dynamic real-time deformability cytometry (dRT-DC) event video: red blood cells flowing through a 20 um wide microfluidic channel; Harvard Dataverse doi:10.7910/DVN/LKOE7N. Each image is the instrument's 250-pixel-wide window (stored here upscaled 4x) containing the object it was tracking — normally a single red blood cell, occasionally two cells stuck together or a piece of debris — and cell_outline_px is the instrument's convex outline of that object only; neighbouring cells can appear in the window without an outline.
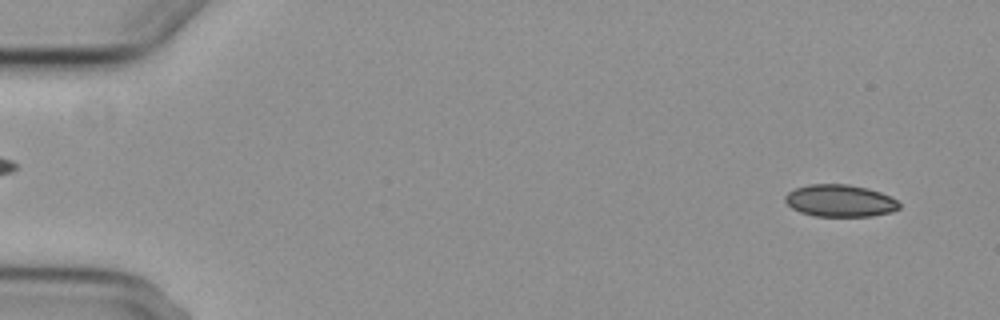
{"species": "common noctule bat (a hibernating species)", "species_latin": "Nyctalus noctula", "temperature_condition": "cold", "stored_images_in_passage": 5, "camera_frame_rate_fps": 3000, "um_per_image_px": 0.085, "animal": {"sex": "female", "body_mass_g": 29.2, "forearm_length_mm": 56.3}, "frame": {"image": 1, "passage_image": 5, "time_ms": 6.333, "image_size_px": [1000, 320], "cell_outline_px": [[900, 208], [892, 212], [872, 216], [816, 216], [800, 212], [792, 208], [784, 200], [784, 196], [788, 192], [796, 188], [808, 184], [848, 184], [868, 188], [880, 192], [896, 200], [900, 204]], "centroid_in_image_um": [71.39, 17.06], "position_along_channel_um": 13.6, "area_um2": 21.39}}